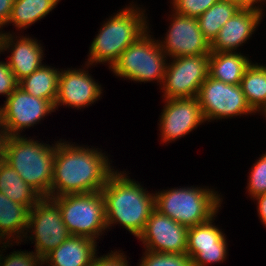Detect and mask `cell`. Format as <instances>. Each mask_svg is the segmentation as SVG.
Masks as SVG:
<instances>
[{
	"instance_id": "6da1fadb",
	"label": "cell",
	"mask_w": 266,
	"mask_h": 266,
	"mask_svg": "<svg viewBox=\"0 0 266 266\" xmlns=\"http://www.w3.org/2000/svg\"><path fill=\"white\" fill-rule=\"evenodd\" d=\"M107 160L97 150L56 144L50 198L101 191L113 173Z\"/></svg>"
},
{
	"instance_id": "7a4b0ae2",
	"label": "cell",
	"mask_w": 266,
	"mask_h": 266,
	"mask_svg": "<svg viewBox=\"0 0 266 266\" xmlns=\"http://www.w3.org/2000/svg\"><path fill=\"white\" fill-rule=\"evenodd\" d=\"M123 174L113 172L101 193L104 197L107 227L119 222L133 235L139 236L155 209V196Z\"/></svg>"
},
{
	"instance_id": "3957f363",
	"label": "cell",
	"mask_w": 266,
	"mask_h": 266,
	"mask_svg": "<svg viewBox=\"0 0 266 266\" xmlns=\"http://www.w3.org/2000/svg\"><path fill=\"white\" fill-rule=\"evenodd\" d=\"M56 145L48 147L20 135L8 136L4 161L42 197L50 198Z\"/></svg>"
},
{
	"instance_id": "277c9868",
	"label": "cell",
	"mask_w": 266,
	"mask_h": 266,
	"mask_svg": "<svg viewBox=\"0 0 266 266\" xmlns=\"http://www.w3.org/2000/svg\"><path fill=\"white\" fill-rule=\"evenodd\" d=\"M209 189L180 188L155 194V209L186 227L213 219L220 198Z\"/></svg>"
},
{
	"instance_id": "5b68a950",
	"label": "cell",
	"mask_w": 266,
	"mask_h": 266,
	"mask_svg": "<svg viewBox=\"0 0 266 266\" xmlns=\"http://www.w3.org/2000/svg\"><path fill=\"white\" fill-rule=\"evenodd\" d=\"M142 16L134 8H127L109 19L91 44L89 62L108 61L112 67L123 51L147 32Z\"/></svg>"
},
{
	"instance_id": "8992f818",
	"label": "cell",
	"mask_w": 266,
	"mask_h": 266,
	"mask_svg": "<svg viewBox=\"0 0 266 266\" xmlns=\"http://www.w3.org/2000/svg\"><path fill=\"white\" fill-rule=\"evenodd\" d=\"M61 209L63 222L71 236L96 239L107 228L101 191L52 197Z\"/></svg>"
},
{
	"instance_id": "52a82bcc",
	"label": "cell",
	"mask_w": 266,
	"mask_h": 266,
	"mask_svg": "<svg viewBox=\"0 0 266 266\" xmlns=\"http://www.w3.org/2000/svg\"><path fill=\"white\" fill-rule=\"evenodd\" d=\"M145 32L128 46L112 65L118 76L134 81L162 80L166 73L164 53L160 43H154Z\"/></svg>"
},
{
	"instance_id": "ba28073f",
	"label": "cell",
	"mask_w": 266,
	"mask_h": 266,
	"mask_svg": "<svg viewBox=\"0 0 266 266\" xmlns=\"http://www.w3.org/2000/svg\"><path fill=\"white\" fill-rule=\"evenodd\" d=\"M33 226L36 254L42 260L70 236L63 222L61 209L49 197H42L29 210L27 228Z\"/></svg>"
},
{
	"instance_id": "9c48e42d",
	"label": "cell",
	"mask_w": 266,
	"mask_h": 266,
	"mask_svg": "<svg viewBox=\"0 0 266 266\" xmlns=\"http://www.w3.org/2000/svg\"><path fill=\"white\" fill-rule=\"evenodd\" d=\"M197 98L205 120L254 112L240 84H227L209 75L201 85Z\"/></svg>"
},
{
	"instance_id": "30bf717a",
	"label": "cell",
	"mask_w": 266,
	"mask_h": 266,
	"mask_svg": "<svg viewBox=\"0 0 266 266\" xmlns=\"http://www.w3.org/2000/svg\"><path fill=\"white\" fill-rule=\"evenodd\" d=\"M164 76L166 99L197 97L208 77L209 55H190L174 58Z\"/></svg>"
},
{
	"instance_id": "8fae6325",
	"label": "cell",
	"mask_w": 266,
	"mask_h": 266,
	"mask_svg": "<svg viewBox=\"0 0 266 266\" xmlns=\"http://www.w3.org/2000/svg\"><path fill=\"white\" fill-rule=\"evenodd\" d=\"M53 110L54 106L48 100L32 96L18 86L0 108V126L7 136L19 135L18 131L36 124Z\"/></svg>"
},
{
	"instance_id": "7c38bea8",
	"label": "cell",
	"mask_w": 266,
	"mask_h": 266,
	"mask_svg": "<svg viewBox=\"0 0 266 266\" xmlns=\"http://www.w3.org/2000/svg\"><path fill=\"white\" fill-rule=\"evenodd\" d=\"M188 231L189 227L154 209L138 238L146 242L149 251L186 254Z\"/></svg>"
},
{
	"instance_id": "4fadbf2b",
	"label": "cell",
	"mask_w": 266,
	"mask_h": 266,
	"mask_svg": "<svg viewBox=\"0 0 266 266\" xmlns=\"http://www.w3.org/2000/svg\"><path fill=\"white\" fill-rule=\"evenodd\" d=\"M169 29L165 45H160L164 52L173 58L190 55H210L211 44L202 34L197 19L175 14ZM164 46V47H163Z\"/></svg>"
},
{
	"instance_id": "5bb4252c",
	"label": "cell",
	"mask_w": 266,
	"mask_h": 266,
	"mask_svg": "<svg viewBox=\"0 0 266 266\" xmlns=\"http://www.w3.org/2000/svg\"><path fill=\"white\" fill-rule=\"evenodd\" d=\"M166 100L160 120L164 141L186 135L205 120L197 97Z\"/></svg>"
},
{
	"instance_id": "9a60e30c",
	"label": "cell",
	"mask_w": 266,
	"mask_h": 266,
	"mask_svg": "<svg viewBox=\"0 0 266 266\" xmlns=\"http://www.w3.org/2000/svg\"><path fill=\"white\" fill-rule=\"evenodd\" d=\"M211 221L189 227L186 254L192 259V266H205L226 257L225 237Z\"/></svg>"
},
{
	"instance_id": "2e32d148",
	"label": "cell",
	"mask_w": 266,
	"mask_h": 266,
	"mask_svg": "<svg viewBox=\"0 0 266 266\" xmlns=\"http://www.w3.org/2000/svg\"><path fill=\"white\" fill-rule=\"evenodd\" d=\"M100 86L86 73L80 70L60 72L58 93L54 109L60 104L82 107L100 97Z\"/></svg>"
},
{
	"instance_id": "e0dca14e",
	"label": "cell",
	"mask_w": 266,
	"mask_h": 266,
	"mask_svg": "<svg viewBox=\"0 0 266 266\" xmlns=\"http://www.w3.org/2000/svg\"><path fill=\"white\" fill-rule=\"evenodd\" d=\"M262 11L240 8L219 30L211 43V52H232L244 43L254 32Z\"/></svg>"
},
{
	"instance_id": "ac0fdd59",
	"label": "cell",
	"mask_w": 266,
	"mask_h": 266,
	"mask_svg": "<svg viewBox=\"0 0 266 266\" xmlns=\"http://www.w3.org/2000/svg\"><path fill=\"white\" fill-rule=\"evenodd\" d=\"M94 241L87 237L70 235L43 259V264L50 261L51 266H92L96 257Z\"/></svg>"
},
{
	"instance_id": "d6986e66",
	"label": "cell",
	"mask_w": 266,
	"mask_h": 266,
	"mask_svg": "<svg viewBox=\"0 0 266 266\" xmlns=\"http://www.w3.org/2000/svg\"><path fill=\"white\" fill-rule=\"evenodd\" d=\"M251 65L243 55L233 52H210L208 75L227 84L239 85Z\"/></svg>"
},
{
	"instance_id": "ffe728a7",
	"label": "cell",
	"mask_w": 266,
	"mask_h": 266,
	"mask_svg": "<svg viewBox=\"0 0 266 266\" xmlns=\"http://www.w3.org/2000/svg\"><path fill=\"white\" fill-rule=\"evenodd\" d=\"M0 192L10 200L26 206L29 210L42 198V196L5 161L0 164Z\"/></svg>"
},
{
	"instance_id": "44dd1931",
	"label": "cell",
	"mask_w": 266,
	"mask_h": 266,
	"mask_svg": "<svg viewBox=\"0 0 266 266\" xmlns=\"http://www.w3.org/2000/svg\"><path fill=\"white\" fill-rule=\"evenodd\" d=\"M12 51L8 64L18 81L31 75L42 66L43 50L33 39L20 38V41L16 42Z\"/></svg>"
},
{
	"instance_id": "7402d4cb",
	"label": "cell",
	"mask_w": 266,
	"mask_h": 266,
	"mask_svg": "<svg viewBox=\"0 0 266 266\" xmlns=\"http://www.w3.org/2000/svg\"><path fill=\"white\" fill-rule=\"evenodd\" d=\"M60 73L54 68L41 66L31 75L19 81V87L25 92L48 100L53 106L55 104Z\"/></svg>"
},
{
	"instance_id": "603a6c76",
	"label": "cell",
	"mask_w": 266,
	"mask_h": 266,
	"mask_svg": "<svg viewBox=\"0 0 266 266\" xmlns=\"http://www.w3.org/2000/svg\"><path fill=\"white\" fill-rule=\"evenodd\" d=\"M240 7L228 0H219L203 14L197 17L200 30L211 44L222 26L231 19Z\"/></svg>"
},
{
	"instance_id": "cb8c5ba5",
	"label": "cell",
	"mask_w": 266,
	"mask_h": 266,
	"mask_svg": "<svg viewBox=\"0 0 266 266\" xmlns=\"http://www.w3.org/2000/svg\"><path fill=\"white\" fill-rule=\"evenodd\" d=\"M241 88L253 111L266 108V67L251 64L241 80Z\"/></svg>"
},
{
	"instance_id": "d4e9b609",
	"label": "cell",
	"mask_w": 266,
	"mask_h": 266,
	"mask_svg": "<svg viewBox=\"0 0 266 266\" xmlns=\"http://www.w3.org/2000/svg\"><path fill=\"white\" fill-rule=\"evenodd\" d=\"M29 209L0 192V238L19 233L28 227ZM4 236V237H3Z\"/></svg>"
},
{
	"instance_id": "484cf974",
	"label": "cell",
	"mask_w": 266,
	"mask_h": 266,
	"mask_svg": "<svg viewBox=\"0 0 266 266\" xmlns=\"http://www.w3.org/2000/svg\"><path fill=\"white\" fill-rule=\"evenodd\" d=\"M58 2L59 0H14L8 22L25 28L46 16Z\"/></svg>"
},
{
	"instance_id": "4316f807",
	"label": "cell",
	"mask_w": 266,
	"mask_h": 266,
	"mask_svg": "<svg viewBox=\"0 0 266 266\" xmlns=\"http://www.w3.org/2000/svg\"><path fill=\"white\" fill-rule=\"evenodd\" d=\"M147 251L140 266H192V259L187 254Z\"/></svg>"
},
{
	"instance_id": "83f0119b",
	"label": "cell",
	"mask_w": 266,
	"mask_h": 266,
	"mask_svg": "<svg viewBox=\"0 0 266 266\" xmlns=\"http://www.w3.org/2000/svg\"><path fill=\"white\" fill-rule=\"evenodd\" d=\"M176 14L197 18L219 0H173Z\"/></svg>"
},
{
	"instance_id": "f1b7e54d",
	"label": "cell",
	"mask_w": 266,
	"mask_h": 266,
	"mask_svg": "<svg viewBox=\"0 0 266 266\" xmlns=\"http://www.w3.org/2000/svg\"><path fill=\"white\" fill-rule=\"evenodd\" d=\"M248 188L253 197L266 193V154L253 166Z\"/></svg>"
},
{
	"instance_id": "f546056e",
	"label": "cell",
	"mask_w": 266,
	"mask_h": 266,
	"mask_svg": "<svg viewBox=\"0 0 266 266\" xmlns=\"http://www.w3.org/2000/svg\"><path fill=\"white\" fill-rule=\"evenodd\" d=\"M19 86V81L8 63L0 62V94H6L7 98Z\"/></svg>"
},
{
	"instance_id": "4dcf8cb0",
	"label": "cell",
	"mask_w": 266,
	"mask_h": 266,
	"mask_svg": "<svg viewBox=\"0 0 266 266\" xmlns=\"http://www.w3.org/2000/svg\"><path fill=\"white\" fill-rule=\"evenodd\" d=\"M33 254L34 253L31 252H15L5 257L6 259H4V263L1 262L2 258L0 257V266H37L40 262L42 264L43 260L36 253L35 255Z\"/></svg>"
},
{
	"instance_id": "1f68e13d",
	"label": "cell",
	"mask_w": 266,
	"mask_h": 266,
	"mask_svg": "<svg viewBox=\"0 0 266 266\" xmlns=\"http://www.w3.org/2000/svg\"><path fill=\"white\" fill-rule=\"evenodd\" d=\"M124 255H120L117 252L113 254L105 255L104 257L94 258L92 266H128L127 260L125 261Z\"/></svg>"
},
{
	"instance_id": "d6a6232c",
	"label": "cell",
	"mask_w": 266,
	"mask_h": 266,
	"mask_svg": "<svg viewBox=\"0 0 266 266\" xmlns=\"http://www.w3.org/2000/svg\"><path fill=\"white\" fill-rule=\"evenodd\" d=\"M14 0H0V26L8 23ZM1 28V27H0Z\"/></svg>"
},
{
	"instance_id": "836d02e7",
	"label": "cell",
	"mask_w": 266,
	"mask_h": 266,
	"mask_svg": "<svg viewBox=\"0 0 266 266\" xmlns=\"http://www.w3.org/2000/svg\"><path fill=\"white\" fill-rule=\"evenodd\" d=\"M258 200V211L264 225H266V193L255 197Z\"/></svg>"
},
{
	"instance_id": "e575fe53",
	"label": "cell",
	"mask_w": 266,
	"mask_h": 266,
	"mask_svg": "<svg viewBox=\"0 0 266 266\" xmlns=\"http://www.w3.org/2000/svg\"><path fill=\"white\" fill-rule=\"evenodd\" d=\"M228 1L234 2L240 8H250V9H256V10L262 11L258 7H253L254 2L257 3L258 1H261V0H228Z\"/></svg>"
},
{
	"instance_id": "d590c367",
	"label": "cell",
	"mask_w": 266,
	"mask_h": 266,
	"mask_svg": "<svg viewBox=\"0 0 266 266\" xmlns=\"http://www.w3.org/2000/svg\"><path fill=\"white\" fill-rule=\"evenodd\" d=\"M0 164L4 162L5 157V147L8 136L4 131H0Z\"/></svg>"
},
{
	"instance_id": "8d00e7d4",
	"label": "cell",
	"mask_w": 266,
	"mask_h": 266,
	"mask_svg": "<svg viewBox=\"0 0 266 266\" xmlns=\"http://www.w3.org/2000/svg\"><path fill=\"white\" fill-rule=\"evenodd\" d=\"M11 34L9 36V34H0V50L2 51L3 49H7L9 48V46L11 47V42L13 38H11Z\"/></svg>"
}]
</instances>
